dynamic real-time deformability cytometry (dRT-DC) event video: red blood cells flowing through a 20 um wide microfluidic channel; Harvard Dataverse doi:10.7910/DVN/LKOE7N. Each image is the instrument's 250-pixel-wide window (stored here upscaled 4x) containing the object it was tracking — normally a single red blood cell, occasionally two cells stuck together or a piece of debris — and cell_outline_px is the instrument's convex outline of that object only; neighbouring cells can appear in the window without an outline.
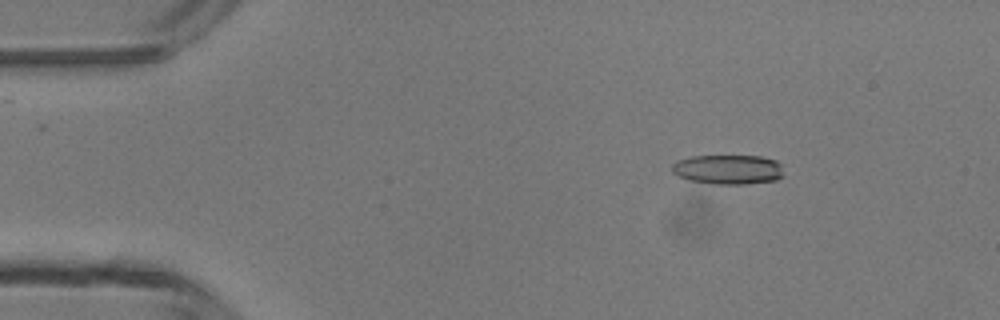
{"species": "common noctule bat (a hibernating species)", "species_latin": "Nyctalus noctula", "temperature_condition": "room temperature", "stored_images_in_passage": 12, "camera_frame_rate_fps": 3000, "um_per_image_px": 0.085, "animal": {"sex": "male", "body_mass_g": 13.3}, "frame": {"image": 1, "passage_image": 6, "time_ms": 1.667, "image_size_px": [1000, 320], "cell_outline_px": [[784, 176], [776, 180], [744, 184], [712, 184], [688, 180], [672, 172], [672, 164], [676, 160], [692, 156], [760, 156], [776, 160], [780, 164]], "centroid_in_image_um": [61.88, 14.4], "position_along_channel_um": 23.1, "area_um2": 19.36}}